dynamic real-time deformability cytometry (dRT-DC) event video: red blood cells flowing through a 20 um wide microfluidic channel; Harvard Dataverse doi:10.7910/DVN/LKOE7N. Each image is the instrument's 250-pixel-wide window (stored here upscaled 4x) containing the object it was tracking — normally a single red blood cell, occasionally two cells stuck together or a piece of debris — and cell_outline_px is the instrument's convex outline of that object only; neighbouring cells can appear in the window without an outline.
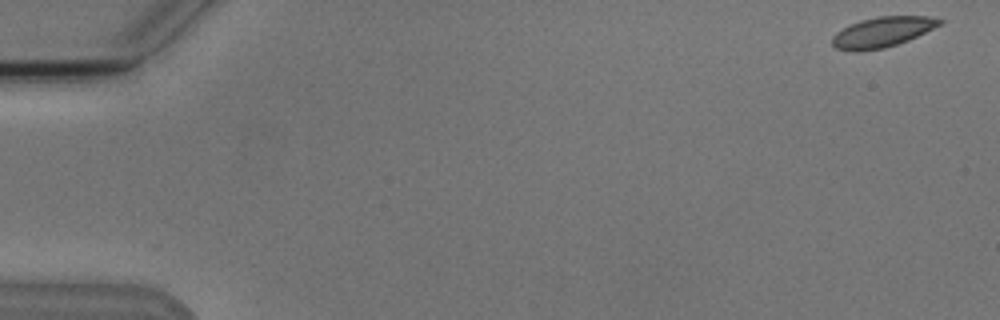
{"species": "Egyptian fruit bat (a non-hibernating species)", "species_latin": "Rousettus aegyptiacus", "temperature_condition": "cold", "stored_images_in_passage": 11, "camera_frame_rate_fps": 3000, "um_per_image_px": 0.085, "animal": {"sex": "male"}, "frame": {"image": 1, "passage_image": 1, "time_ms": 0.0, "image_size_px": [1000, 320], "cell_outline_px": [[944, 20], [940, 24], [908, 40], [884, 48], [836, 48], [832, 44], [832, 36], [836, 32], [860, 20], [876, 16], [928, 16]], "centroid_in_image_um": [75.04, 2.67], "position_along_channel_um": 10.0, "area_um2": 17.98}}
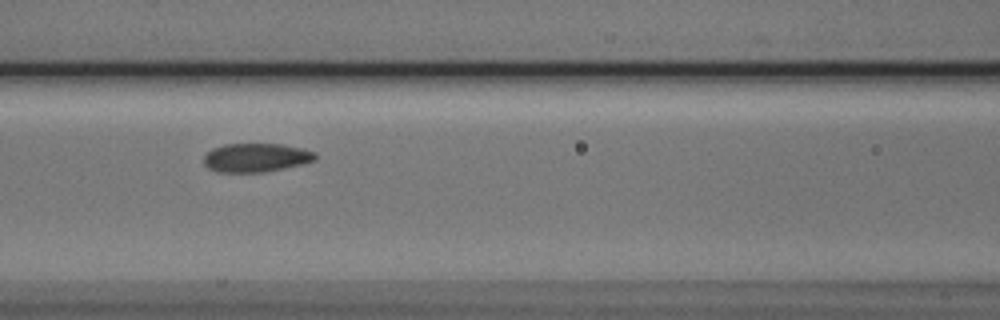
{"frame": {"image": 2, "passage_image": 7, "time_ms": 7.667, "image_size_px": [1000, 320], "cell_outline_px": [[316, 160], [284, 168], [264, 172], [216, 172], [208, 168], [204, 164], [204, 156], [212, 148], [224, 144], [280, 144], [300, 148], [316, 152]], "centroid_in_image_um": [21.73, 13.4], "position_along_channel_um": 144.9, "area_um2": 18.61}}
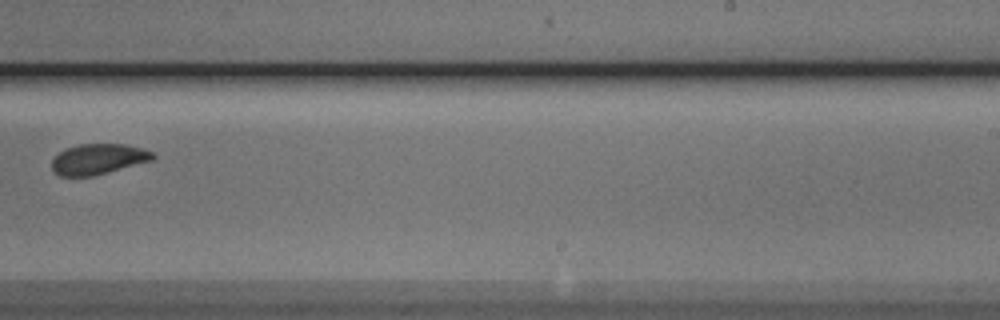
{"frame": {"image": 3, "passage_image": 10, "time_ms": 11.333, "image_size_px": [1000, 320], "cell_outline_px": [[156, 156], [152, 160], [92, 176], [60, 176], [52, 168], [52, 160], [64, 148], [80, 144], [124, 144], [144, 148], [156, 152]], "centroid_in_image_um": [8.38, 13.5], "position_along_channel_um": 280.6, "area_um2": 17.92}}